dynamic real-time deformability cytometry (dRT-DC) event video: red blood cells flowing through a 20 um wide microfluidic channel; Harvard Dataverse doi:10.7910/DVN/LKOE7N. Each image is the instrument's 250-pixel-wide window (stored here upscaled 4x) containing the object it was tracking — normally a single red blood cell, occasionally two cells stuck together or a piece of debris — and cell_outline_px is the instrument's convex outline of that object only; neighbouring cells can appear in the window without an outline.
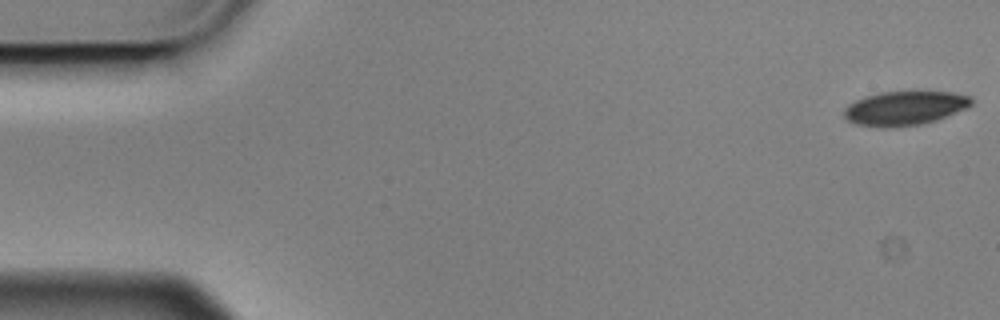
{"species": "Egyptian fruit bat (a non-hibernating species)", "species_latin": "Rousettus aegyptiacus", "temperature_condition": "cold", "stored_images_in_passage": 3, "segment_of_instrument_passage": [2, 2], "camera_frame_rate_fps": 3000, "um_per_image_px": 0.085, "animal": {"sex": "male"}, "frame": {"image": 1, "passage_image": 3, "time_ms": 0.667, "image_size_px": [1000, 320], "cell_outline_px": [[972, 104], [968, 108], [936, 120], [920, 124], [892, 128], [880, 128], [852, 124], [844, 116], [844, 108], [848, 104], [856, 100], [880, 92], [952, 92], [972, 96]], "centroid_in_image_um": [76.89, 9.21], "position_along_channel_um": 8.1, "area_um2": 25.49}}